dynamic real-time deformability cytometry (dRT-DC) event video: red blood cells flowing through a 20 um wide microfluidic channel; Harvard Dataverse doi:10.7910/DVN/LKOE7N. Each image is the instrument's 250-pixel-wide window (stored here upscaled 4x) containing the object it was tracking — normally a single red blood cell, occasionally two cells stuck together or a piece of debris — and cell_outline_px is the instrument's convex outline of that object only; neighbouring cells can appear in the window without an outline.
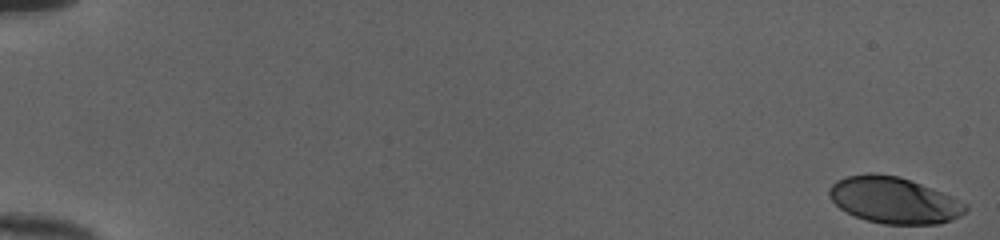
{"species": "human", "species_latin": "Homo sapiens", "temperature_condition": "cold", "stored_images_in_passage": 53, "camera_frame_rate_fps": 3000, "um_per_image_px": 0.085, "donor": {"sex": "female"}, "frame": {"image": 1, "passage_image": 1, "time_ms": 0.0, "image_size_px": [1000, 240], "cell_outline_px": [[968, 208], [960, 216], [952, 220], [940, 224], [884, 224], [868, 220], [856, 216], [840, 208], [828, 196], [828, 192], [832, 184], [836, 180], [848, 176], [868, 172], [872, 172], [900, 176], [932, 188], [952, 196], [968, 204]], "centroid_in_image_um": [76.0, 17.0], "position_along_channel_um": 9.0, "area_um2": 36.93}}
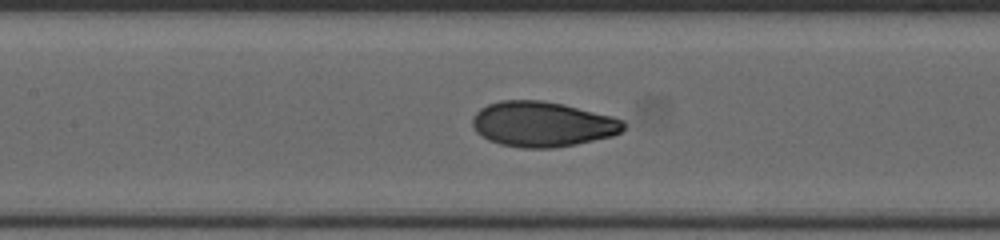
{"frame": {"image": 2, "passage_image": 27, "time_ms": 8.667, "image_size_px": [1000, 240], "cell_outline_px": [[624, 128], [620, 132], [612, 136], [576, 144], [552, 148], [520, 148], [500, 144], [488, 140], [476, 132], [472, 124], [472, 116], [480, 108], [488, 104], [500, 100], [544, 100], [564, 104], [612, 116], [624, 120]], "centroid_in_image_um": [46.08, 10.55], "position_along_channel_um": 161.3, "area_um2": 40.0}}
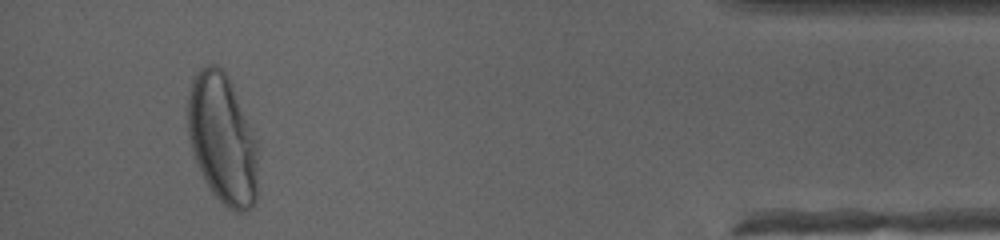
{"frame": {"image": 3, "passage_image": 50, "time_ms": 16.333, "image_size_px": [1000, 240], "cell_outline_px": [[256, 200], [252, 208], [244, 212], [236, 212], [228, 208], [208, 188], [192, 156], [188, 136], [188, 96], [192, 80], [196, 72], [200, 68], [208, 64], [216, 64], [228, 76], [232, 84], [256, 140]], "centroid_in_image_um": [18.87, 11.82], "position_along_channel_um": 416.3, "area_um2": 53.06}, "authors_computed_cell_mechanics": {"area_um2": 38.9572, "velocity_mm_per_s": 4.0127, "shape_relaxation_time_tau1_ms": 3.492, "shape_relaxation_time_tau2_ms": null, "deformation_change_tau1": 0.2053, "deformation_change_tau2": null}}